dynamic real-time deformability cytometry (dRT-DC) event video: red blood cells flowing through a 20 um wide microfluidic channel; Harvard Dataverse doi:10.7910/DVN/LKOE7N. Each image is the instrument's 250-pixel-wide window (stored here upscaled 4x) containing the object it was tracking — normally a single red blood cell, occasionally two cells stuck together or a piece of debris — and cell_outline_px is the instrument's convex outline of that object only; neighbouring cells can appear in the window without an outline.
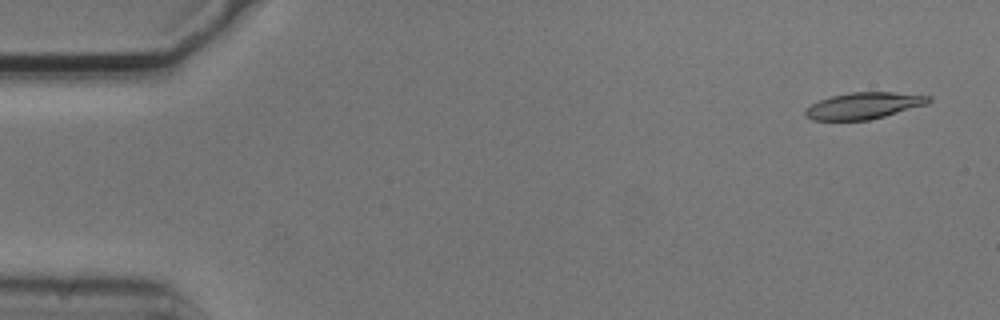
{"species": "common noctule bat (a hibernating species)", "species_latin": "Nyctalus noctula", "temperature_condition": "cold", "stored_images_in_passage": 5, "camera_frame_rate_fps": 3000, "um_per_image_px": 0.085, "animal": {"sex": "male", "body_mass_g": 20.5, "forearm_length_mm": 52.5}, "frame": {"image": 1, "passage_image": 1, "time_ms": 0.0, "image_size_px": [1000, 320], "cell_outline_px": [[932, 100], [928, 104], [884, 116], [868, 120], [812, 120], [804, 116], [804, 108], [820, 100], [832, 96], [848, 92], [892, 92], [932, 96]], "centroid_in_image_um": [73.41, 8.98], "position_along_channel_um": 11.6, "area_um2": 19.13}}
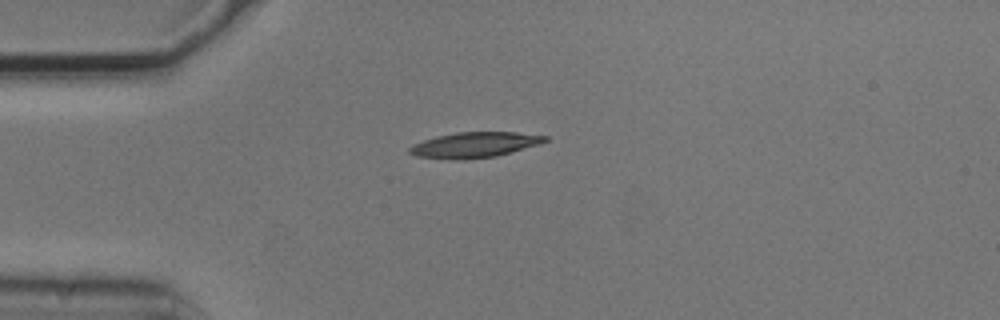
{"frame": {"image": 2, "passage_image": 4, "time_ms": 1.0, "image_size_px": [1000, 320], "cell_outline_px": [[548, 140], [540, 144], [496, 156], [452, 160], [416, 156], [408, 152], [408, 148], [412, 144], [436, 136], [456, 132], [516, 132], [548, 136]], "centroid_in_image_um": [40.31, 12.31], "position_along_channel_um": 44.7, "area_um2": 20.06}}